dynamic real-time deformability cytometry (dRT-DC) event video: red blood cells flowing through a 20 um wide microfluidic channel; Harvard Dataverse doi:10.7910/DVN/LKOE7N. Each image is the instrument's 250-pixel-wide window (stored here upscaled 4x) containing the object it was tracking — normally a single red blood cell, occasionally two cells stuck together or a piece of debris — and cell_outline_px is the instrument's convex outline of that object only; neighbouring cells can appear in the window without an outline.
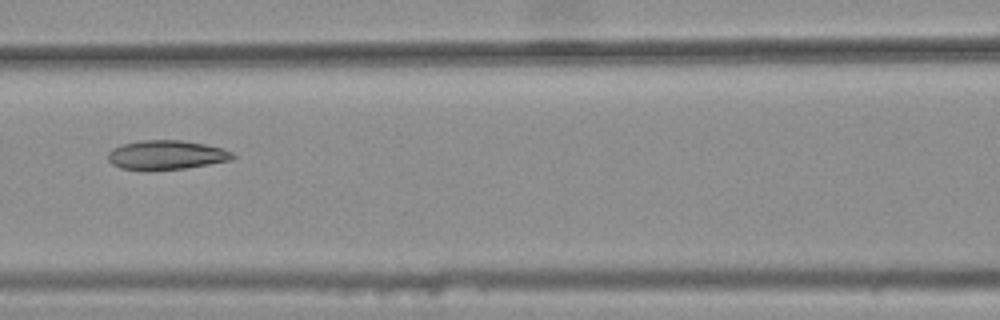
{"species": "common noctule bat (a hibernating species)", "species_latin": "Nyctalus noctula", "temperature_condition": "warm", "stored_images_in_passage": 4, "camera_frame_rate_fps": 3000, "um_per_image_px": 0.085, "animal": {"sex": "female", "body_mass_g": 25.1}, "frame": {"image": 1, "passage_image": 4, "time_ms": 1.0, "image_size_px": [1000, 320], "cell_outline_px": [[236, 156], [232, 160], [184, 168], [120, 168], [112, 164], [108, 160], [108, 152], [112, 148], [124, 144], [140, 140], [180, 140], [204, 144], [220, 148], [232, 152]], "centroid_in_image_um": [14.15, 13.14], "position_along_channel_um": 152.5, "area_um2": 20.58}}